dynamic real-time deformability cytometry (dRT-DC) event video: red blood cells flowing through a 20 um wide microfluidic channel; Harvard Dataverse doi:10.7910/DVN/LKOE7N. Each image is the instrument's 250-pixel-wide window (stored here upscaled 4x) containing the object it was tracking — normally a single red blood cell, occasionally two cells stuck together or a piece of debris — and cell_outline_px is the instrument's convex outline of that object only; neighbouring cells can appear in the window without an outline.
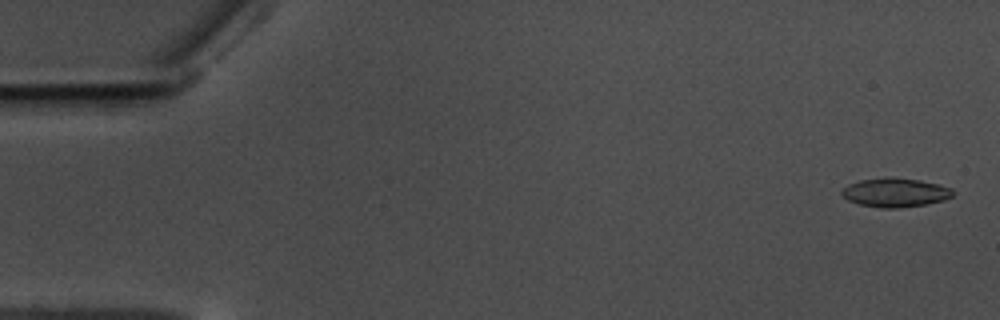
{"species": "common noctule bat (a hibernating species)", "species_latin": "Nyctalus noctula", "temperature_condition": "warm", "stored_images_in_passage": 59, "camera_frame_rate_fps": 3000, "um_per_image_px": 0.085, "animal": {"sex": "male", "body_mass_g": 17.5, "forearm_length_mm": 52.3}, "frame": {"image": 1, "passage_image": 2, "time_ms": 0.333, "image_size_px": [1000, 320], "cell_outline_px": [[956, 192], [952, 196], [944, 200], [928, 204], [900, 208], [880, 208], [860, 204], [848, 200], [840, 192], [848, 184], [860, 180], [884, 176], [888, 176], [920, 180], [952, 188]], "centroid_in_image_um": [76.11, 16.36], "position_along_channel_um": 8.9, "area_um2": 18.96}}
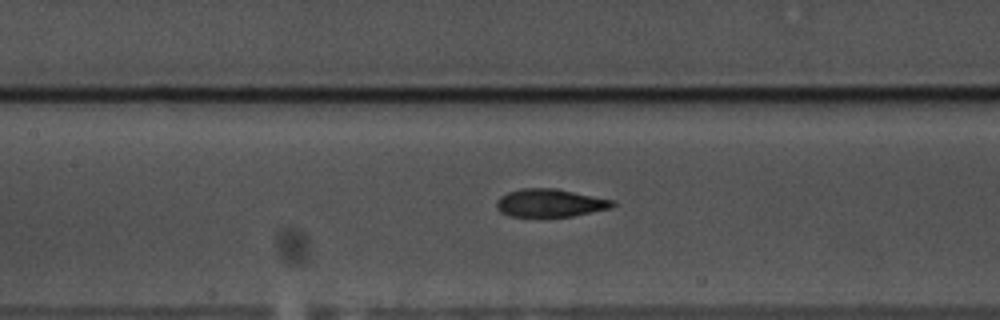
{"frame": {"image": 2, "passage_image": 27, "time_ms": 8.667, "image_size_px": [1000, 320], "cell_outline_px": [[616, 204], [612, 208], [572, 216], [508, 216], [500, 212], [496, 208], [496, 200], [500, 196], [508, 192], [520, 188], [556, 188], [616, 200]], "centroid_in_image_um": [46.77, 17.24], "position_along_channel_um": 160.6, "area_um2": 19.13}}
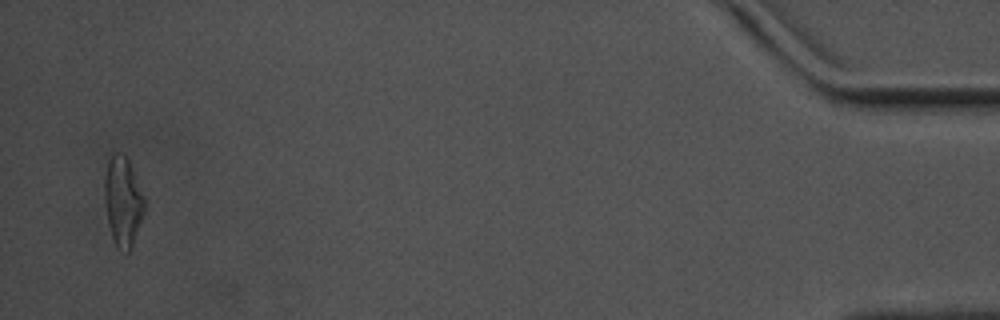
{"frame": {"image": 3, "passage_image": 57, "time_ms": 18.667, "image_size_px": [1000, 320], "cell_outline_px": [[144, 212], [132, 244], [128, 252], [116, 248], [112, 236], [108, 220], [104, 200], [104, 176], [108, 160], [116, 152], [120, 152], [128, 160], [132, 168], [144, 200]], "centroid_in_image_um": [10.42, 17.1], "position_along_channel_um": 424.8, "area_um2": 20.29}, "authors_computed_cell_mechanics": {"area_um2": 19.363, "velocity_mm_per_s": 3.5208, "shape_relaxation_time_tau1_ms": 6.7244, "shape_relaxation_time_tau2_ms": 1.6228, "deformation_change_tau1": 0.204, "deformation_change_tau2": 0.0736}}